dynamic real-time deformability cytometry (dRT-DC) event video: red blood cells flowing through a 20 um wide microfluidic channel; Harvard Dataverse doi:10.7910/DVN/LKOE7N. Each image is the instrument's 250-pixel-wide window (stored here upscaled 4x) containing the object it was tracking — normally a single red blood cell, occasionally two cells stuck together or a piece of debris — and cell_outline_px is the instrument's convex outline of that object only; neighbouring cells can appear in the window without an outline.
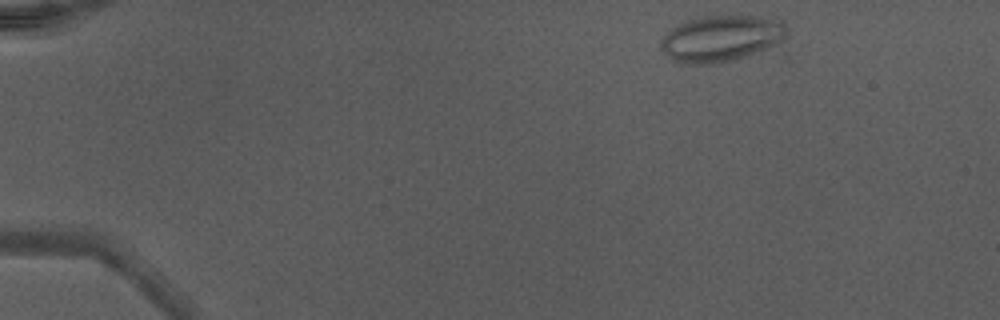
{"species": "Egyptian fruit bat (a non-hibernating species)", "species_latin": "Rousettus aegyptiacus", "temperature_condition": "warm", "stored_images_in_passage": 43, "camera_frame_rate_fps": 3000, "um_per_image_px": 0.085, "animal": {"sex": "male"}, "frame": {"image": 1, "passage_image": 1, "time_ms": 0.0, "image_size_px": [1000, 320], "cell_outline_px": [[788, 32], [780, 40], [764, 48], [744, 56], [712, 64], [680, 64], [672, 60], [664, 52], [660, 44], [664, 36], [672, 28], [680, 24], [692, 20], [708, 16], [756, 16], [780, 20], [784, 24]], "centroid_in_image_um": [61.25, 3.27], "position_along_channel_um": 23.7, "area_um2": 32.95}}
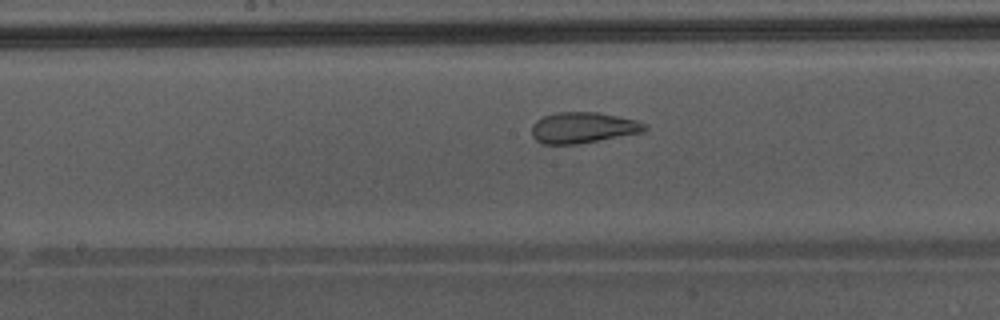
{"frame": {"image": 2, "passage_image": 21, "time_ms": 6.667, "image_size_px": [1000, 320], "cell_outline_px": [[648, 128], [640, 132], [576, 144], [540, 144], [532, 136], [532, 124], [536, 120], [544, 116], [556, 112], [596, 112], [636, 120], [648, 124]], "centroid_in_image_um": [49.51, 10.84], "position_along_channel_um": 198.7, "area_um2": 20.17}}
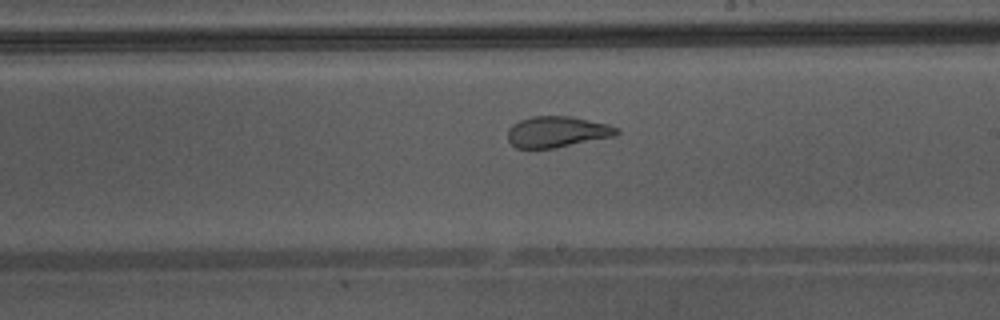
{"frame": {"image": 3, "passage_image": 24, "time_ms": 7.667, "image_size_px": [1000, 320], "cell_outline_px": [[620, 132], [616, 136], [556, 148], [516, 148], [508, 140], [508, 128], [512, 124], [520, 120], [532, 116], [572, 116], [608, 124], [620, 128]], "centroid_in_image_um": [47.38, 11.2], "position_along_channel_um": 241.6, "area_um2": 19.94}, "authors_computed_cell_mechanics": {"area_um2": 24.3338, "velocity_mm_per_s": 4.3251, "shape_relaxation_time_tau1_ms": null, "shape_relaxation_time_tau2_ms": 0.7451, "deformation_change_tau1": null, "deformation_change_tau2": 0.0891}}